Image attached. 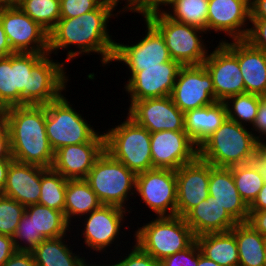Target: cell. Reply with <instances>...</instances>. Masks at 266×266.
I'll return each mask as SVG.
<instances>
[{"label": "cell", "instance_id": "obj_1", "mask_svg": "<svg viewBox=\"0 0 266 266\" xmlns=\"http://www.w3.org/2000/svg\"><path fill=\"white\" fill-rule=\"evenodd\" d=\"M52 58L22 52L0 57V113L14 106L46 105L67 91L65 61Z\"/></svg>", "mask_w": 266, "mask_h": 266}, {"label": "cell", "instance_id": "obj_2", "mask_svg": "<svg viewBox=\"0 0 266 266\" xmlns=\"http://www.w3.org/2000/svg\"><path fill=\"white\" fill-rule=\"evenodd\" d=\"M118 3L114 0H104L95 10L74 18H60L49 32V54L58 55L60 50H68L65 64L84 54L101 55L102 66L111 65L114 55L115 39L109 34V20L125 13L121 7L115 14ZM114 13V14H113ZM75 46V51L69 47Z\"/></svg>", "mask_w": 266, "mask_h": 266}, {"label": "cell", "instance_id": "obj_3", "mask_svg": "<svg viewBox=\"0 0 266 266\" xmlns=\"http://www.w3.org/2000/svg\"><path fill=\"white\" fill-rule=\"evenodd\" d=\"M0 118L10 135L15 161L51 168L54 151L46 134V105H21L5 109Z\"/></svg>", "mask_w": 266, "mask_h": 266}, {"label": "cell", "instance_id": "obj_4", "mask_svg": "<svg viewBox=\"0 0 266 266\" xmlns=\"http://www.w3.org/2000/svg\"><path fill=\"white\" fill-rule=\"evenodd\" d=\"M258 153L259 142L251 129L229 118L198 147V157L216 167L251 163Z\"/></svg>", "mask_w": 266, "mask_h": 266}, {"label": "cell", "instance_id": "obj_5", "mask_svg": "<svg viewBox=\"0 0 266 266\" xmlns=\"http://www.w3.org/2000/svg\"><path fill=\"white\" fill-rule=\"evenodd\" d=\"M137 228L134 243L158 261L185 250L195 241L184 217L177 215L155 217Z\"/></svg>", "mask_w": 266, "mask_h": 266}, {"label": "cell", "instance_id": "obj_6", "mask_svg": "<svg viewBox=\"0 0 266 266\" xmlns=\"http://www.w3.org/2000/svg\"><path fill=\"white\" fill-rule=\"evenodd\" d=\"M120 123L103 131L104 150L136 175L153 169L151 133L128 116Z\"/></svg>", "mask_w": 266, "mask_h": 266}, {"label": "cell", "instance_id": "obj_7", "mask_svg": "<svg viewBox=\"0 0 266 266\" xmlns=\"http://www.w3.org/2000/svg\"><path fill=\"white\" fill-rule=\"evenodd\" d=\"M84 180L102 205L117 206L132 213L127 204L135 194L136 174L105 150L96 159Z\"/></svg>", "mask_w": 266, "mask_h": 266}, {"label": "cell", "instance_id": "obj_8", "mask_svg": "<svg viewBox=\"0 0 266 266\" xmlns=\"http://www.w3.org/2000/svg\"><path fill=\"white\" fill-rule=\"evenodd\" d=\"M162 35L171 59L182 66L202 65L209 50L202 38L207 32L170 19L163 11L145 17ZM203 34V35H202Z\"/></svg>", "mask_w": 266, "mask_h": 266}, {"label": "cell", "instance_id": "obj_9", "mask_svg": "<svg viewBox=\"0 0 266 266\" xmlns=\"http://www.w3.org/2000/svg\"><path fill=\"white\" fill-rule=\"evenodd\" d=\"M63 95L46 104V134L55 152L66 145L90 142L99 131Z\"/></svg>", "mask_w": 266, "mask_h": 266}, {"label": "cell", "instance_id": "obj_10", "mask_svg": "<svg viewBox=\"0 0 266 266\" xmlns=\"http://www.w3.org/2000/svg\"><path fill=\"white\" fill-rule=\"evenodd\" d=\"M175 170L153 168L136 175L135 195L154 216H175L177 203Z\"/></svg>", "mask_w": 266, "mask_h": 266}, {"label": "cell", "instance_id": "obj_11", "mask_svg": "<svg viewBox=\"0 0 266 266\" xmlns=\"http://www.w3.org/2000/svg\"><path fill=\"white\" fill-rule=\"evenodd\" d=\"M181 67L173 59L160 63V66L128 67L130 75L124 90L128 93V98H131L129 104L147 98L171 96Z\"/></svg>", "mask_w": 266, "mask_h": 266}, {"label": "cell", "instance_id": "obj_12", "mask_svg": "<svg viewBox=\"0 0 266 266\" xmlns=\"http://www.w3.org/2000/svg\"><path fill=\"white\" fill-rule=\"evenodd\" d=\"M0 22L15 53L49 54V33L17 4L0 10Z\"/></svg>", "mask_w": 266, "mask_h": 266}, {"label": "cell", "instance_id": "obj_13", "mask_svg": "<svg viewBox=\"0 0 266 266\" xmlns=\"http://www.w3.org/2000/svg\"><path fill=\"white\" fill-rule=\"evenodd\" d=\"M130 214L123 208L113 205H101L98 209L93 210L90 214L82 217L83 228L81 235L83 236V244L85 243L86 251L92 250L97 253H107L106 251L115 244L121 236L120 232L123 228L125 217ZM127 214V215H126ZM116 239V240H115ZM114 242V243H113Z\"/></svg>", "mask_w": 266, "mask_h": 266}, {"label": "cell", "instance_id": "obj_14", "mask_svg": "<svg viewBox=\"0 0 266 266\" xmlns=\"http://www.w3.org/2000/svg\"><path fill=\"white\" fill-rule=\"evenodd\" d=\"M171 98L182 112L202 108L216 102L210 74L202 65L182 66L179 70Z\"/></svg>", "mask_w": 266, "mask_h": 266}, {"label": "cell", "instance_id": "obj_15", "mask_svg": "<svg viewBox=\"0 0 266 266\" xmlns=\"http://www.w3.org/2000/svg\"><path fill=\"white\" fill-rule=\"evenodd\" d=\"M145 36L133 44L115 43L111 62L123 63L127 67L160 66L171 60L169 50L160 32L144 18Z\"/></svg>", "mask_w": 266, "mask_h": 266}, {"label": "cell", "instance_id": "obj_16", "mask_svg": "<svg viewBox=\"0 0 266 266\" xmlns=\"http://www.w3.org/2000/svg\"><path fill=\"white\" fill-rule=\"evenodd\" d=\"M127 110L126 115L150 133L185 131L184 112L175 106L171 96L135 101Z\"/></svg>", "mask_w": 266, "mask_h": 266}, {"label": "cell", "instance_id": "obj_17", "mask_svg": "<svg viewBox=\"0 0 266 266\" xmlns=\"http://www.w3.org/2000/svg\"><path fill=\"white\" fill-rule=\"evenodd\" d=\"M251 21L250 0H209L206 32L224 33L229 40L246 39Z\"/></svg>", "mask_w": 266, "mask_h": 266}, {"label": "cell", "instance_id": "obj_18", "mask_svg": "<svg viewBox=\"0 0 266 266\" xmlns=\"http://www.w3.org/2000/svg\"><path fill=\"white\" fill-rule=\"evenodd\" d=\"M212 50L203 65L212 78L215 100L224 102L231 96L245 93L238 58L223 43Z\"/></svg>", "mask_w": 266, "mask_h": 266}, {"label": "cell", "instance_id": "obj_19", "mask_svg": "<svg viewBox=\"0 0 266 266\" xmlns=\"http://www.w3.org/2000/svg\"><path fill=\"white\" fill-rule=\"evenodd\" d=\"M198 157V147L186 131H158L151 133L153 168L177 170Z\"/></svg>", "mask_w": 266, "mask_h": 266}, {"label": "cell", "instance_id": "obj_20", "mask_svg": "<svg viewBox=\"0 0 266 266\" xmlns=\"http://www.w3.org/2000/svg\"><path fill=\"white\" fill-rule=\"evenodd\" d=\"M176 215L184 217L192 208L209 197L210 163L197 157L176 171Z\"/></svg>", "mask_w": 266, "mask_h": 266}, {"label": "cell", "instance_id": "obj_21", "mask_svg": "<svg viewBox=\"0 0 266 266\" xmlns=\"http://www.w3.org/2000/svg\"><path fill=\"white\" fill-rule=\"evenodd\" d=\"M104 151V133L90 142L66 145L54 152L52 169L68 180L85 179L96 159Z\"/></svg>", "mask_w": 266, "mask_h": 266}, {"label": "cell", "instance_id": "obj_22", "mask_svg": "<svg viewBox=\"0 0 266 266\" xmlns=\"http://www.w3.org/2000/svg\"><path fill=\"white\" fill-rule=\"evenodd\" d=\"M223 39L219 43H223L238 58L245 93L266 96V53L245 39L230 42Z\"/></svg>", "mask_w": 266, "mask_h": 266}, {"label": "cell", "instance_id": "obj_23", "mask_svg": "<svg viewBox=\"0 0 266 266\" xmlns=\"http://www.w3.org/2000/svg\"><path fill=\"white\" fill-rule=\"evenodd\" d=\"M41 187V166L13 160L7 171L6 183L0 194L27 207L38 204Z\"/></svg>", "mask_w": 266, "mask_h": 266}, {"label": "cell", "instance_id": "obj_24", "mask_svg": "<svg viewBox=\"0 0 266 266\" xmlns=\"http://www.w3.org/2000/svg\"><path fill=\"white\" fill-rule=\"evenodd\" d=\"M209 196L215 198L238 222H247L249 206L239 195L235 186L232 170L210 164Z\"/></svg>", "mask_w": 266, "mask_h": 266}, {"label": "cell", "instance_id": "obj_25", "mask_svg": "<svg viewBox=\"0 0 266 266\" xmlns=\"http://www.w3.org/2000/svg\"><path fill=\"white\" fill-rule=\"evenodd\" d=\"M184 219L195 237L206 233L228 232L238 223L210 196L192 208Z\"/></svg>", "mask_w": 266, "mask_h": 266}, {"label": "cell", "instance_id": "obj_26", "mask_svg": "<svg viewBox=\"0 0 266 266\" xmlns=\"http://www.w3.org/2000/svg\"><path fill=\"white\" fill-rule=\"evenodd\" d=\"M227 110L224 102L191 109L184 113L185 131L193 143L199 147L226 120Z\"/></svg>", "mask_w": 266, "mask_h": 266}, {"label": "cell", "instance_id": "obj_27", "mask_svg": "<svg viewBox=\"0 0 266 266\" xmlns=\"http://www.w3.org/2000/svg\"><path fill=\"white\" fill-rule=\"evenodd\" d=\"M67 238V239H66ZM67 235L41 241L31 252L37 266H89L85 256L73 253V246L67 244ZM66 240V241H65ZM72 246V247H71ZM71 249V250H70Z\"/></svg>", "mask_w": 266, "mask_h": 266}, {"label": "cell", "instance_id": "obj_28", "mask_svg": "<svg viewBox=\"0 0 266 266\" xmlns=\"http://www.w3.org/2000/svg\"><path fill=\"white\" fill-rule=\"evenodd\" d=\"M195 241L201 253L220 266H239L236 238L231 231L202 234Z\"/></svg>", "mask_w": 266, "mask_h": 266}, {"label": "cell", "instance_id": "obj_29", "mask_svg": "<svg viewBox=\"0 0 266 266\" xmlns=\"http://www.w3.org/2000/svg\"><path fill=\"white\" fill-rule=\"evenodd\" d=\"M101 205L96 193L84 179L67 181L64 215L71 226L75 223L73 218L75 221L82 219Z\"/></svg>", "mask_w": 266, "mask_h": 266}, {"label": "cell", "instance_id": "obj_30", "mask_svg": "<svg viewBox=\"0 0 266 266\" xmlns=\"http://www.w3.org/2000/svg\"><path fill=\"white\" fill-rule=\"evenodd\" d=\"M236 238L239 266H264L266 238L249 223H237L230 230Z\"/></svg>", "mask_w": 266, "mask_h": 266}, {"label": "cell", "instance_id": "obj_31", "mask_svg": "<svg viewBox=\"0 0 266 266\" xmlns=\"http://www.w3.org/2000/svg\"><path fill=\"white\" fill-rule=\"evenodd\" d=\"M25 213L33 221L34 237L57 238L68 235L72 228L62 211L44 205H29Z\"/></svg>", "mask_w": 266, "mask_h": 266}, {"label": "cell", "instance_id": "obj_32", "mask_svg": "<svg viewBox=\"0 0 266 266\" xmlns=\"http://www.w3.org/2000/svg\"><path fill=\"white\" fill-rule=\"evenodd\" d=\"M230 169L239 195L250 206L266 181L263 163L257 159L251 163L230 167Z\"/></svg>", "mask_w": 266, "mask_h": 266}, {"label": "cell", "instance_id": "obj_33", "mask_svg": "<svg viewBox=\"0 0 266 266\" xmlns=\"http://www.w3.org/2000/svg\"><path fill=\"white\" fill-rule=\"evenodd\" d=\"M209 0H174L163 12L172 20L205 30ZM171 8V9H170Z\"/></svg>", "mask_w": 266, "mask_h": 266}, {"label": "cell", "instance_id": "obj_34", "mask_svg": "<svg viewBox=\"0 0 266 266\" xmlns=\"http://www.w3.org/2000/svg\"><path fill=\"white\" fill-rule=\"evenodd\" d=\"M67 181L68 179L52 168L41 166V193L38 204L64 213Z\"/></svg>", "mask_w": 266, "mask_h": 266}, {"label": "cell", "instance_id": "obj_35", "mask_svg": "<svg viewBox=\"0 0 266 266\" xmlns=\"http://www.w3.org/2000/svg\"><path fill=\"white\" fill-rule=\"evenodd\" d=\"M13 2L48 33L60 19V0H13Z\"/></svg>", "mask_w": 266, "mask_h": 266}, {"label": "cell", "instance_id": "obj_36", "mask_svg": "<svg viewBox=\"0 0 266 266\" xmlns=\"http://www.w3.org/2000/svg\"><path fill=\"white\" fill-rule=\"evenodd\" d=\"M224 104L227 110V118L240 125H250L252 127L258 112V95L250 93L234 95L227 98Z\"/></svg>", "mask_w": 266, "mask_h": 266}, {"label": "cell", "instance_id": "obj_37", "mask_svg": "<svg viewBox=\"0 0 266 266\" xmlns=\"http://www.w3.org/2000/svg\"><path fill=\"white\" fill-rule=\"evenodd\" d=\"M26 207L0 194V234L13 237Z\"/></svg>", "mask_w": 266, "mask_h": 266}, {"label": "cell", "instance_id": "obj_38", "mask_svg": "<svg viewBox=\"0 0 266 266\" xmlns=\"http://www.w3.org/2000/svg\"><path fill=\"white\" fill-rule=\"evenodd\" d=\"M44 239V237H34L33 221L24 213L13 236L16 250L31 252Z\"/></svg>", "mask_w": 266, "mask_h": 266}, {"label": "cell", "instance_id": "obj_39", "mask_svg": "<svg viewBox=\"0 0 266 266\" xmlns=\"http://www.w3.org/2000/svg\"><path fill=\"white\" fill-rule=\"evenodd\" d=\"M132 244L134 246L130 247V252L128 254L125 253L127 256H120L119 260L110 262L107 266H162L161 262L154 259L151 255L144 252L136 243ZM112 263V264H111Z\"/></svg>", "mask_w": 266, "mask_h": 266}, {"label": "cell", "instance_id": "obj_40", "mask_svg": "<svg viewBox=\"0 0 266 266\" xmlns=\"http://www.w3.org/2000/svg\"><path fill=\"white\" fill-rule=\"evenodd\" d=\"M104 0H60V18H74L95 10Z\"/></svg>", "mask_w": 266, "mask_h": 266}, {"label": "cell", "instance_id": "obj_41", "mask_svg": "<svg viewBox=\"0 0 266 266\" xmlns=\"http://www.w3.org/2000/svg\"><path fill=\"white\" fill-rule=\"evenodd\" d=\"M199 260V246L194 241L188 248L174 255L164 258L162 266H197Z\"/></svg>", "mask_w": 266, "mask_h": 266}, {"label": "cell", "instance_id": "obj_42", "mask_svg": "<svg viewBox=\"0 0 266 266\" xmlns=\"http://www.w3.org/2000/svg\"><path fill=\"white\" fill-rule=\"evenodd\" d=\"M247 40L253 47L266 53V19H251Z\"/></svg>", "mask_w": 266, "mask_h": 266}, {"label": "cell", "instance_id": "obj_43", "mask_svg": "<svg viewBox=\"0 0 266 266\" xmlns=\"http://www.w3.org/2000/svg\"><path fill=\"white\" fill-rule=\"evenodd\" d=\"M174 0H137L126 12L138 13L142 17L162 12L163 6L168 7Z\"/></svg>", "mask_w": 266, "mask_h": 266}, {"label": "cell", "instance_id": "obj_44", "mask_svg": "<svg viewBox=\"0 0 266 266\" xmlns=\"http://www.w3.org/2000/svg\"><path fill=\"white\" fill-rule=\"evenodd\" d=\"M250 129L259 143L266 140V96H259L258 112Z\"/></svg>", "mask_w": 266, "mask_h": 266}, {"label": "cell", "instance_id": "obj_45", "mask_svg": "<svg viewBox=\"0 0 266 266\" xmlns=\"http://www.w3.org/2000/svg\"><path fill=\"white\" fill-rule=\"evenodd\" d=\"M3 266H37L32 252L16 251Z\"/></svg>", "mask_w": 266, "mask_h": 266}, {"label": "cell", "instance_id": "obj_46", "mask_svg": "<svg viewBox=\"0 0 266 266\" xmlns=\"http://www.w3.org/2000/svg\"><path fill=\"white\" fill-rule=\"evenodd\" d=\"M0 159H13L7 125L0 118Z\"/></svg>", "mask_w": 266, "mask_h": 266}, {"label": "cell", "instance_id": "obj_47", "mask_svg": "<svg viewBox=\"0 0 266 266\" xmlns=\"http://www.w3.org/2000/svg\"><path fill=\"white\" fill-rule=\"evenodd\" d=\"M13 237L0 234V266L16 252Z\"/></svg>", "mask_w": 266, "mask_h": 266}, {"label": "cell", "instance_id": "obj_48", "mask_svg": "<svg viewBox=\"0 0 266 266\" xmlns=\"http://www.w3.org/2000/svg\"><path fill=\"white\" fill-rule=\"evenodd\" d=\"M247 223L266 238V209L262 211H249Z\"/></svg>", "mask_w": 266, "mask_h": 266}, {"label": "cell", "instance_id": "obj_49", "mask_svg": "<svg viewBox=\"0 0 266 266\" xmlns=\"http://www.w3.org/2000/svg\"><path fill=\"white\" fill-rule=\"evenodd\" d=\"M251 19H266V0H250Z\"/></svg>", "mask_w": 266, "mask_h": 266}, {"label": "cell", "instance_id": "obj_50", "mask_svg": "<svg viewBox=\"0 0 266 266\" xmlns=\"http://www.w3.org/2000/svg\"><path fill=\"white\" fill-rule=\"evenodd\" d=\"M266 209V181L260 189L257 198L249 206V211H262Z\"/></svg>", "mask_w": 266, "mask_h": 266}, {"label": "cell", "instance_id": "obj_51", "mask_svg": "<svg viewBox=\"0 0 266 266\" xmlns=\"http://www.w3.org/2000/svg\"><path fill=\"white\" fill-rule=\"evenodd\" d=\"M13 53L15 52L12 50L7 35L0 22V57H6Z\"/></svg>", "mask_w": 266, "mask_h": 266}, {"label": "cell", "instance_id": "obj_52", "mask_svg": "<svg viewBox=\"0 0 266 266\" xmlns=\"http://www.w3.org/2000/svg\"><path fill=\"white\" fill-rule=\"evenodd\" d=\"M13 160L14 159H0V192L5 186L7 171Z\"/></svg>", "mask_w": 266, "mask_h": 266}, {"label": "cell", "instance_id": "obj_53", "mask_svg": "<svg viewBox=\"0 0 266 266\" xmlns=\"http://www.w3.org/2000/svg\"><path fill=\"white\" fill-rule=\"evenodd\" d=\"M197 266H220L219 264L215 263L213 260L206 258L200 251L199 248V260Z\"/></svg>", "mask_w": 266, "mask_h": 266}, {"label": "cell", "instance_id": "obj_54", "mask_svg": "<svg viewBox=\"0 0 266 266\" xmlns=\"http://www.w3.org/2000/svg\"><path fill=\"white\" fill-rule=\"evenodd\" d=\"M258 159L263 163L266 170V141L259 143Z\"/></svg>", "mask_w": 266, "mask_h": 266}, {"label": "cell", "instance_id": "obj_55", "mask_svg": "<svg viewBox=\"0 0 266 266\" xmlns=\"http://www.w3.org/2000/svg\"><path fill=\"white\" fill-rule=\"evenodd\" d=\"M114 1H116L118 4L120 3V5L124 1L125 6L123 5V8L125 9V11H127L137 0H114Z\"/></svg>", "mask_w": 266, "mask_h": 266}, {"label": "cell", "instance_id": "obj_56", "mask_svg": "<svg viewBox=\"0 0 266 266\" xmlns=\"http://www.w3.org/2000/svg\"><path fill=\"white\" fill-rule=\"evenodd\" d=\"M13 3V0H0V10L12 5Z\"/></svg>", "mask_w": 266, "mask_h": 266}, {"label": "cell", "instance_id": "obj_57", "mask_svg": "<svg viewBox=\"0 0 266 266\" xmlns=\"http://www.w3.org/2000/svg\"><path fill=\"white\" fill-rule=\"evenodd\" d=\"M93 263H95V264H93ZM89 266H107V265H106V263L104 264V260H103V264L102 265L100 263L98 265V264H96V262H92Z\"/></svg>", "mask_w": 266, "mask_h": 266}, {"label": "cell", "instance_id": "obj_58", "mask_svg": "<svg viewBox=\"0 0 266 266\" xmlns=\"http://www.w3.org/2000/svg\"><path fill=\"white\" fill-rule=\"evenodd\" d=\"M264 266H266V246H265V259H264Z\"/></svg>", "mask_w": 266, "mask_h": 266}]
</instances>
